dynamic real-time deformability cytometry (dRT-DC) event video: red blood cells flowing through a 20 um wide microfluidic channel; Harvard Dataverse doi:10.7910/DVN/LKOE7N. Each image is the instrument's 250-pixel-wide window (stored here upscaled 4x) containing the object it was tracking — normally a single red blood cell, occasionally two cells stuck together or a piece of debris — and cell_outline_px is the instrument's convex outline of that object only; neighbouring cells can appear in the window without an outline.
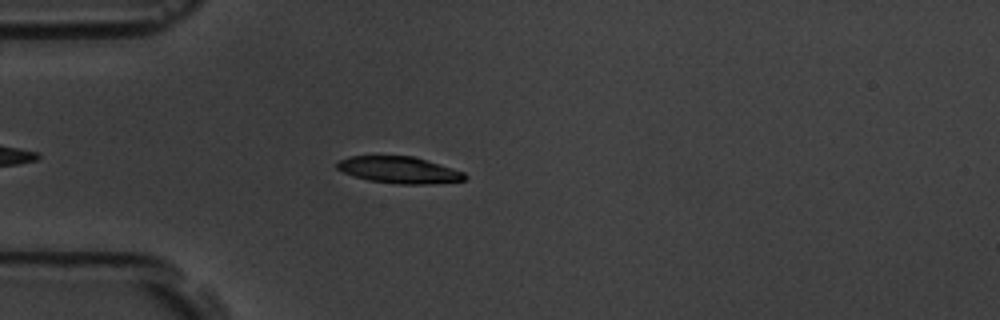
{"species": "common noctule bat (a hibernating species)", "species_latin": "Nyctalus noctula", "temperature_condition": "room temperature", "stored_images_in_passage": 5, "camera_frame_rate_fps": 3000, "um_per_image_px": 0.085, "animal": {"sex": "male", "body_mass_g": 19.5, "forearm_length_mm": 54.6}, "frame": {"image": 1, "passage_image": 5, "time_ms": 4.667, "image_size_px": [1000, 320], "cell_outline_px": [[468, 176], [464, 180], [424, 184], [400, 184], [368, 180], [352, 176], [336, 168], [336, 164], [340, 160], [348, 156], [412, 156], [452, 168], [464, 172]], "centroid_in_image_um": [33.89, 14.44], "position_along_channel_um": 51.1, "area_um2": 19.65}}